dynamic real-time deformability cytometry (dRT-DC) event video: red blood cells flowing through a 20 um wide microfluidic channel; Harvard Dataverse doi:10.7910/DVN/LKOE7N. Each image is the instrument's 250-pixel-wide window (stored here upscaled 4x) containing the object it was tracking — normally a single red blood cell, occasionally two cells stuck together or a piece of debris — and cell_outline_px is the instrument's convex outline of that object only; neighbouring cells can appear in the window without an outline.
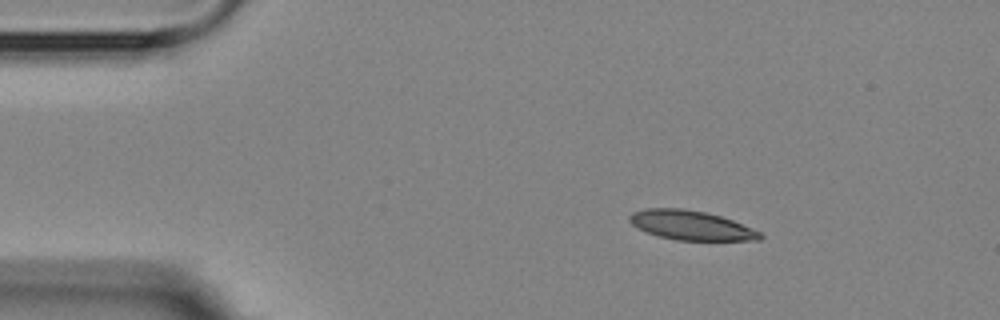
{"species": "Egyptian fruit bat (a non-hibernating species)", "species_latin": "Rousettus aegyptiacus", "temperature_condition": "room temperature", "stored_images_in_passage": 4, "camera_frame_rate_fps": 3000, "um_per_image_px": 0.085, "animal": {"sex": "female"}, "frame": {"image": 1, "passage_image": 1, "time_ms": 0.0, "image_size_px": [1000, 320], "cell_outline_px": [[764, 236], [760, 240], [676, 240], [660, 236], [636, 228], [628, 220], [628, 216], [632, 212], [644, 208], [680, 208], [704, 212], [720, 216], [732, 220], [752, 228], [760, 232]], "centroid_in_image_um": [58.71, 19.14], "position_along_channel_um": 26.3, "area_um2": 22.25}}
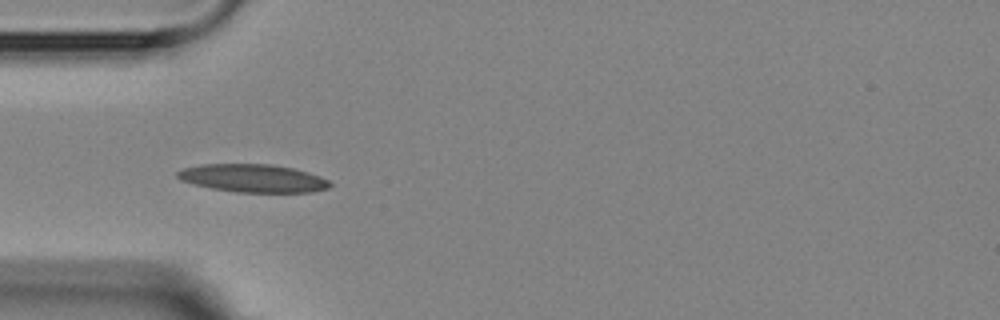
{"frame": {"image": 2, "passage_image": 4, "time_ms": 2.667, "image_size_px": [1000, 320], "cell_outline_px": [[332, 184], [328, 188], [312, 192], [236, 192], [212, 188], [180, 180], [176, 176], [176, 172], [184, 168], [200, 164], [272, 164], [292, 168], [308, 172], [320, 176], [328, 180]], "centroid_in_image_um": [21.51, 15.14], "position_along_channel_um": 63.5, "area_um2": 24.8}}